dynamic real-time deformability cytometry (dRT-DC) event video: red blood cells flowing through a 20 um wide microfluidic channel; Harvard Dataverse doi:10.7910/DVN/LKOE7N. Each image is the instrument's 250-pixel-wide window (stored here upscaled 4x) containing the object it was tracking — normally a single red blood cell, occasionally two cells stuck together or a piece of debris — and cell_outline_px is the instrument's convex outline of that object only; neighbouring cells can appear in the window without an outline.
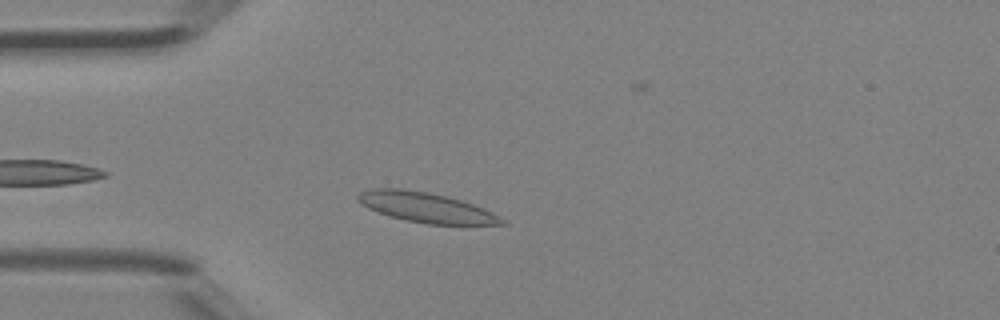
{"species": "Egyptian fruit bat (a non-hibernating species)", "species_latin": "Rousettus aegyptiacus", "temperature_condition": "room temperature", "stored_images_in_passage": 28, "camera_frame_rate_fps": 3000, "um_per_image_px": 0.085, "animal": {"sex": "female"}, "frame": {"image": 1, "passage_image": 4, "time_ms": 1.0, "image_size_px": [1000, 320], "cell_outline_px": [[508, 224], [428, 224], [404, 220], [388, 216], [368, 208], [360, 204], [356, 200], [356, 196], [360, 192], [372, 188], [400, 188], [428, 192], [460, 200], [484, 208], [492, 212], [504, 220]], "centroid_in_image_um": [36.14, 17.62], "position_along_channel_um": 48.9, "area_um2": 25.03}}
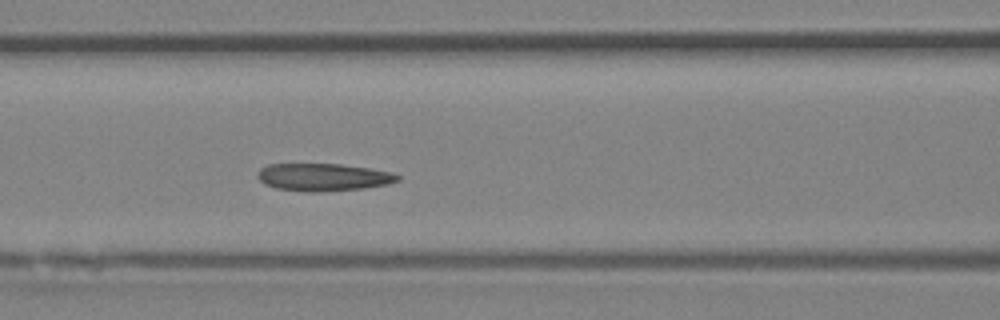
{"frame": {"image": 2, "passage_image": 11, "time_ms": 3.333, "image_size_px": [1000, 320], "cell_outline_px": [[400, 180], [388, 184], [364, 188], [324, 192], [308, 192], [276, 188], [264, 184], [256, 176], [256, 172], [260, 168], [268, 164], [340, 164], [368, 168], [392, 172], [400, 176]], "centroid_in_image_um": [27.46, 15.06], "position_along_channel_um": 139.1, "area_um2": 22.66}}
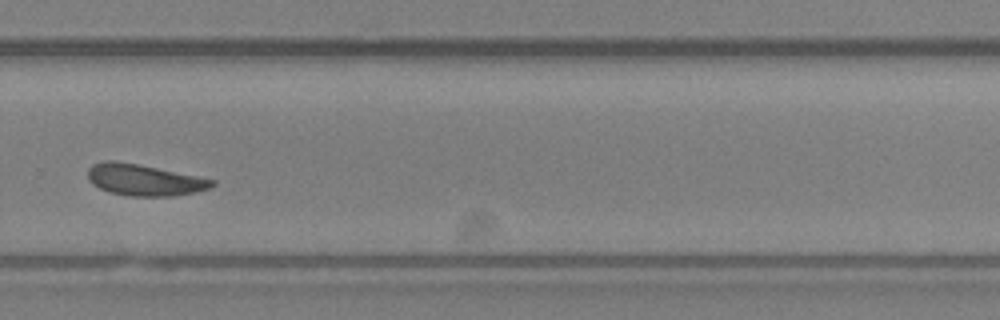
{"frame": {"image": 3, "passage_image": 23, "time_ms": 7.333, "image_size_px": [1000, 320], "cell_outline_px": [[216, 184], [212, 188], [196, 192], [172, 196], [128, 196], [108, 192], [92, 184], [88, 180], [88, 168], [92, 164], [104, 160], [116, 160], [140, 164], [216, 180]], "centroid_in_image_um": [12.25, 15.29], "position_along_channel_um": 317.5, "area_um2": 23.06}, "authors_computed_cell_mechanics": {"area_um2": 22.7154, "velocity_mm_per_s": 4.4692, "shape_relaxation_time_tau1_ms": null, "shape_relaxation_time_tau2_ms": 9.0818, "deformation_change_tau1": null, "deformation_change_tau2": 0.1582}}